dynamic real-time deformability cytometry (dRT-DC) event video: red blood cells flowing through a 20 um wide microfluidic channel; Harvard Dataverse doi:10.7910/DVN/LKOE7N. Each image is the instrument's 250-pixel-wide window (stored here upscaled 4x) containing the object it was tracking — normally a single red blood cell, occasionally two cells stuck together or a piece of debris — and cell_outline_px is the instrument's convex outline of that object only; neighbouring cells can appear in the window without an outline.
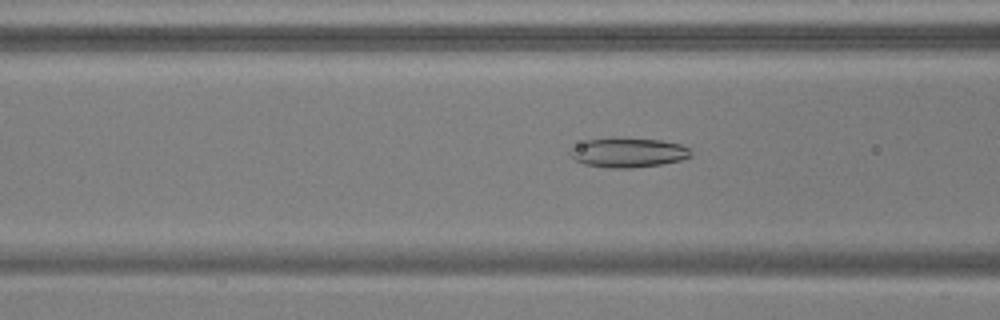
{"species": "common noctule bat (a hibernating species)", "species_latin": "Nyctalus noctula", "temperature_condition": "warm", "stored_images_in_passage": 38, "camera_frame_rate_fps": 3000, "um_per_image_px": 0.085, "animal": {"sex": "male", "body_mass_g": 17.9, "forearm_length_mm": 54.2}, "frame": {"image": 1, "passage_image": 6, "time_ms": 1.667, "image_size_px": [1000, 320], "cell_outline_px": [[692, 156], [680, 160], [660, 164], [628, 168], [608, 168], [584, 164], [576, 160], [568, 152], [568, 148], [588, 140], [612, 136], [660, 140], [680, 144], [688, 148], [692, 152]], "centroid_in_image_um": [53.35, 12.94], "position_along_channel_um": 113.2, "area_um2": 21.04}}
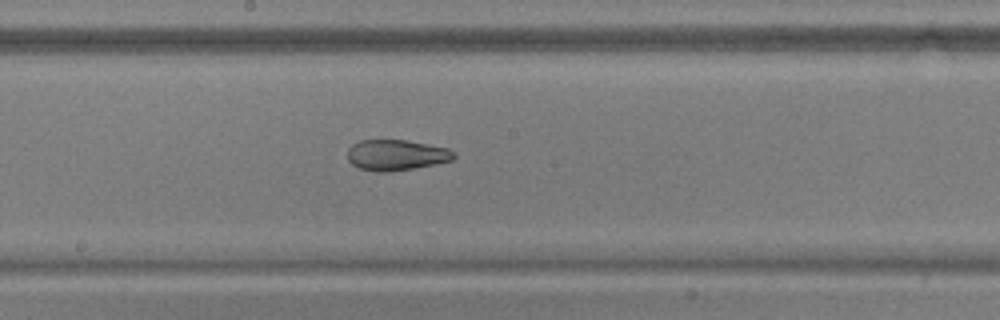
{"frame": {"image": 2, "passage_image": 14, "time_ms": 4.333, "image_size_px": [1000, 320], "cell_outline_px": [[456, 156], [452, 160], [412, 168], [388, 172], [376, 172], [360, 168], [352, 164], [348, 160], [348, 148], [352, 144], [360, 140], [408, 140], [448, 148]], "centroid_in_image_um": [33.64, 13.17], "position_along_channel_um": 214.6, "area_um2": 18.9}}
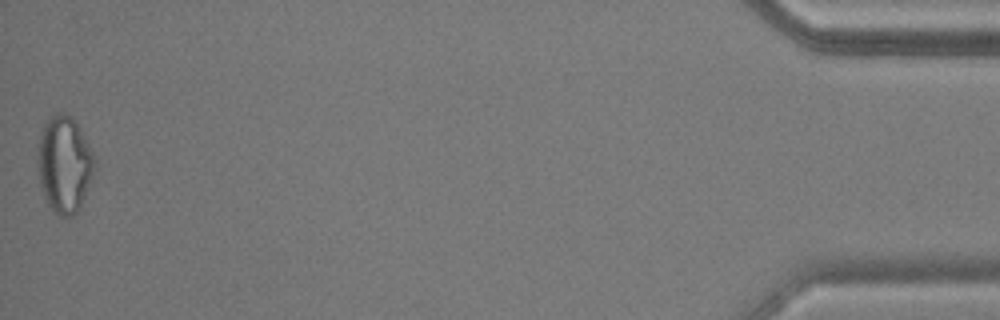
{"frame": {"image": 3, "passage_image": 38, "time_ms": 12.333, "image_size_px": [1000, 320], "cell_outline_px": [[96, 160], [92, 176], [84, 196], [76, 212], [72, 216], [60, 216], [52, 212], [44, 196], [40, 184], [36, 160], [40, 132], [44, 124], [56, 112], [60, 112], [72, 116], [88, 144]], "centroid_in_image_um": [5.43, 13.96], "position_along_channel_um": 429.8, "area_um2": 31.85}, "authors_computed_cell_mechanics": {"area_um2": 21.675, "velocity_mm_per_s": 3.7941, "shape_relaxation_time_tau1_ms": null, "shape_relaxation_time_tau2_ms": 1.8239, "deformation_change_tau1": null, "deformation_change_tau2": 0.0766}}